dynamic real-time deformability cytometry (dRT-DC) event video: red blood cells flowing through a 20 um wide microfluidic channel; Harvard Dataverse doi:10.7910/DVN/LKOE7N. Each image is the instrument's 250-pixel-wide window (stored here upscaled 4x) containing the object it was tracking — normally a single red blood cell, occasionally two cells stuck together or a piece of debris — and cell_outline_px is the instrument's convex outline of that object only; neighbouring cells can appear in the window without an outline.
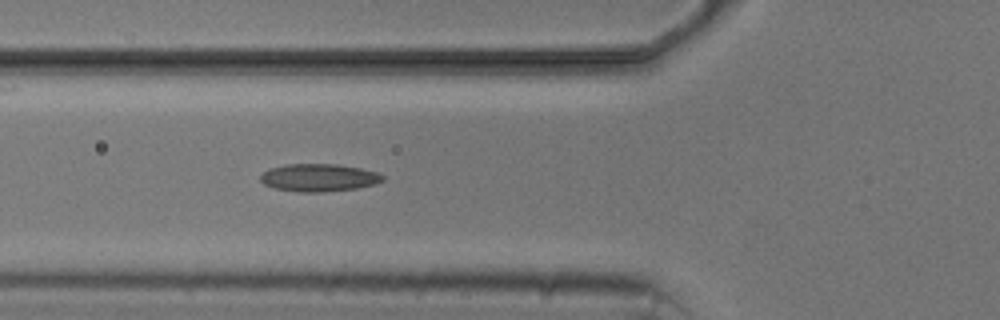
{"species": "common noctule bat (a hibernating species)", "species_latin": "Nyctalus noctula", "temperature_condition": "cold", "stored_images_in_passage": 5, "camera_frame_rate_fps": 3000, "um_per_image_px": 0.085, "animal": {"sex": "male", "body_mass_g": 20.5, "forearm_length_mm": 52.5}, "frame": {"image": 1, "passage_image": 5, "time_ms": 4.667, "image_size_px": [1000, 320], "cell_outline_px": [[384, 180], [376, 184], [356, 188], [324, 192], [300, 192], [272, 188], [264, 184], [260, 180], [260, 176], [268, 168], [288, 164], [336, 164], [360, 168], [380, 172], [384, 176]], "centroid_in_image_um": [27.11, 15.1], "position_along_channel_um": 98.7, "area_um2": 19.88}}